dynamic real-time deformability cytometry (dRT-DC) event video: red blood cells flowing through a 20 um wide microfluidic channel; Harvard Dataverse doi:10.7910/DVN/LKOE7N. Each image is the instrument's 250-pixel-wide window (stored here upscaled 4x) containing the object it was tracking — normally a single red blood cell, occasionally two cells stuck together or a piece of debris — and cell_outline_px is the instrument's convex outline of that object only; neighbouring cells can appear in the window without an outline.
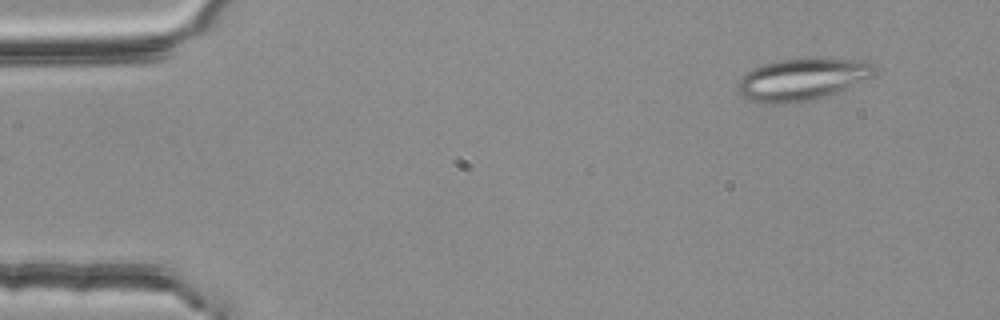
{"species": "common noctule bat (a hibernating species)", "species_latin": "Nyctalus noctula", "temperature_condition": "room temperature", "stored_images_in_passage": 50, "camera_frame_rate_fps": 3000, "um_per_image_px": 0.085, "animal": {"sex": "female", "body_mass_g": 25.1}, "frame": {"image": 1, "passage_image": 1, "time_ms": 0.0, "image_size_px": [1000, 320], "cell_outline_px": [[876, 76], [824, 96], [812, 100], [780, 104], [772, 104], [752, 100], [744, 96], [736, 88], [736, 84], [740, 76], [764, 64], [776, 60], [864, 60], [872, 64], [876, 68]], "centroid_in_image_um": [68.17, 6.76], "position_along_channel_um": 16.8, "area_um2": 32.66}}
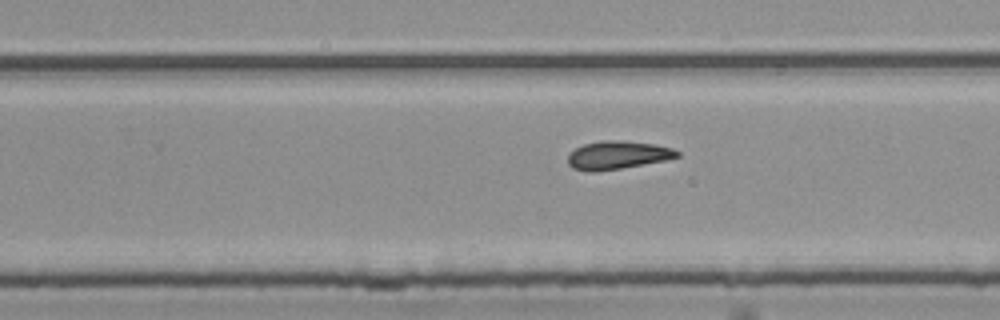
{"frame": {"image": 2, "passage_image": 30, "time_ms": 9.667, "image_size_px": [1000, 320], "cell_outline_px": [[680, 156], [668, 160], [596, 172], [588, 172], [572, 168], [568, 164], [568, 156], [576, 148], [584, 144], [600, 140], [620, 140], [656, 144], [672, 148], [680, 152]], "centroid_in_image_um": [52.51, 13.18], "position_along_channel_um": 277.3, "area_um2": 18.09}}
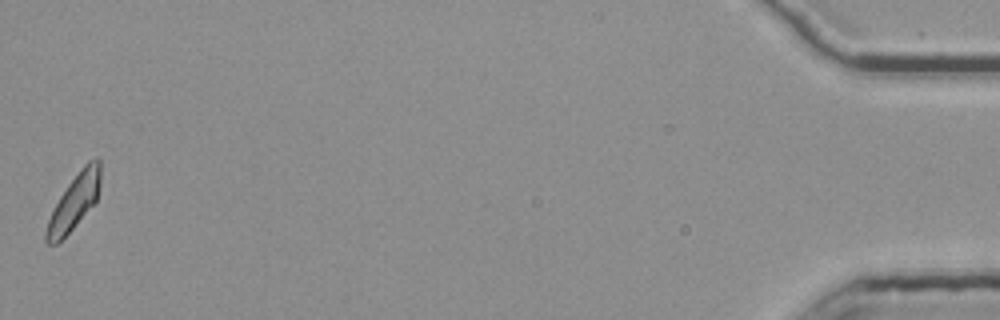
{"frame": {"image": 3, "passage_image": 50, "time_ms": 16.333, "image_size_px": [1000, 320], "cell_outline_px": [[100, 184], [96, 200], [72, 228], [56, 244], [48, 244], [44, 240], [44, 232], [48, 220], [60, 196], [68, 184], [80, 168], [88, 160], [96, 156], [100, 160]], "centroid_in_image_um": [6.3, 17.12], "position_along_channel_um": 428.9, "area_um2": 17.05}, "authors_computed_cell_mechanics": {"area_um2": 18.0336, "velocity_mm_per_s": 3.7805, "shape_relaxation_time_tau1_ms": null, "shape_relaxation_time_tau2_ms": 3.7607, "deformation_change_tau1": null, "deformation_change_tau2": 0.1202}}